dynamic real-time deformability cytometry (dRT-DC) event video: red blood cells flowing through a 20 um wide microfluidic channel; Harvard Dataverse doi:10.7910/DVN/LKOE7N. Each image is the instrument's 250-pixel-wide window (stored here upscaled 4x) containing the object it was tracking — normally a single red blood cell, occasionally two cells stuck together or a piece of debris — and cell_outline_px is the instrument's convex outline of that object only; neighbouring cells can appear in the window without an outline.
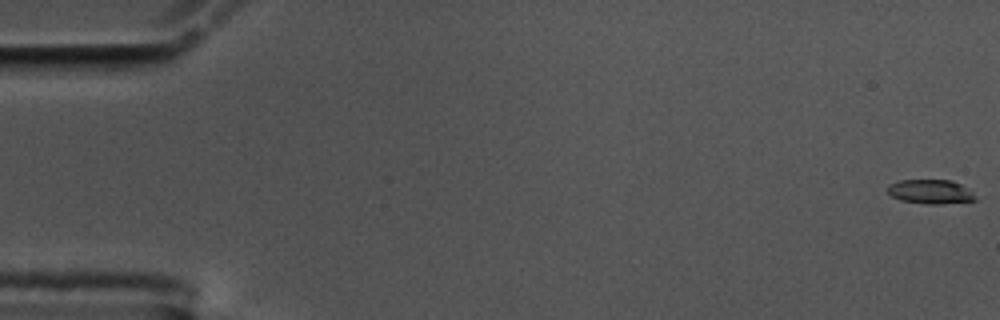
{"species": "common noctule bat (a hibernating species)", "species_latin": "Nyctalus noctula", "temperature_condition": "cold", "stored_images_in_passage": 57, "camera_frame_rate_fps": 3000, "um_per_image_px": 0.085, "animal": {"sex": "male", "body_mass_g": 17.5, "forearm_length_mm": 52.3}, "frame": {"image": 1, "passage_image": 1, "time_ms": 0.0, "image_size_px": [1000, 320], "cell_outline_px": [[976, 200], [940, 204], [928, 204], [900, 200], [892, 196], [888, 192], [888, 184], [900, 180], [952, 180], [960, 184], [972, 192], [976, 196]], "centroid_in_image_um": [79.08, 16.29], "position_along_channel_um": 5.9, "area_um2": 12.31}}
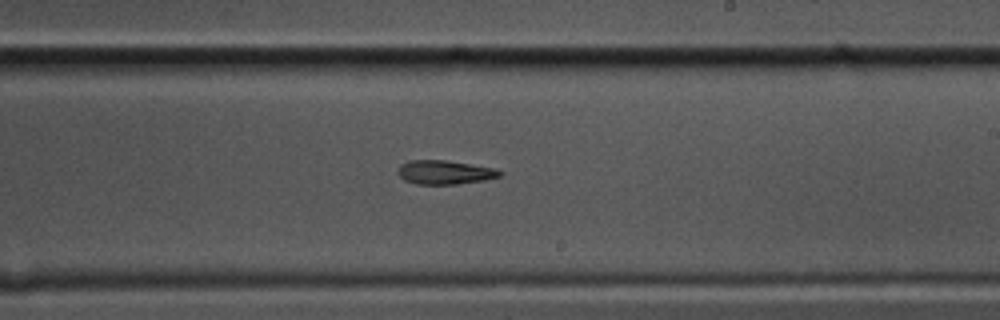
{"frame": {"image": 2, "passage_image": 34, "time_ms": 11.0, "image_size_px": [1000, 320], "cell_outline_px": [[504, 172], [500, 176], [484, 180], [456, 184], [416, 184], [404, 180], [396, 172], [400, 164], [408, 160], [444, 160], [496, 168]], "centroid_in_image_um": [37.78, 14.64], "position_along_channel_um": 251.2, "area_um2": 14.28}}
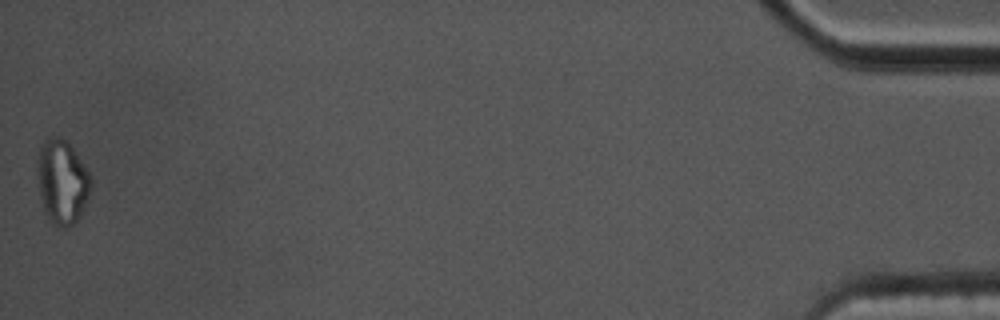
{"frame": {"image": 3, "passage_image": 57, "time_ms": 18.667, "image_size_px": [1000, 320], "cell_outline_px": [[92, 180], [88, 196], [80, 216], [68, 228], [60, 228], [52, 224], [44, 212], [40, 196], [36, 176], [36, 160], [40, 148], [44, 140], [48, 136], [60, 136], [72, 148], [88, 172]], "centroid_in_image_um": [5.23, 15.46], "position_along_channel_um": 430.0, "area_um2": 26.41}}